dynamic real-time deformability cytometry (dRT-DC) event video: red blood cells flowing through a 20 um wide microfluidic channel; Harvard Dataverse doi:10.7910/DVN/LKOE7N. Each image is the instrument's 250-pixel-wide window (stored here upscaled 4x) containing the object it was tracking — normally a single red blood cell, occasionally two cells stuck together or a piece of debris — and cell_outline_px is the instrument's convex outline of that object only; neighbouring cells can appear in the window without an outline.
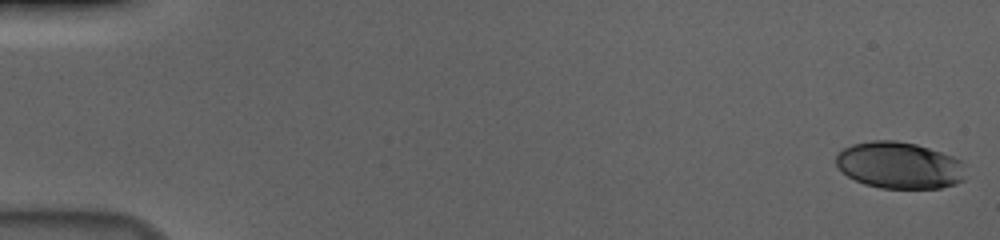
{"species": "human", "species_latin": "Homo sapiens", "temperature_condition": "cold", "stored_images_in_passage": 56, "camera_frame_rate_fps": 3000, "um_per_image_px": 0.085, "donor": {"sex": "male"}, "frame": {"image": 1, "passage_image": 1, "time_ms": 0.0, "image_size_px": [1000, 240], "cell_outline_px": [[964, 180], [956, 184], [940, 188], [880, 188], [864, 184], [848, 176], [836, 164], [836, 156], [844, 148], [852, 144], [872, 140], [896, 140], [916, 144], [952, 156], [960, 160]], "centroid_in_image_um": [76.42, 14.05], "position_along_channel_um": 8.6, "area_um2": 34.97}}
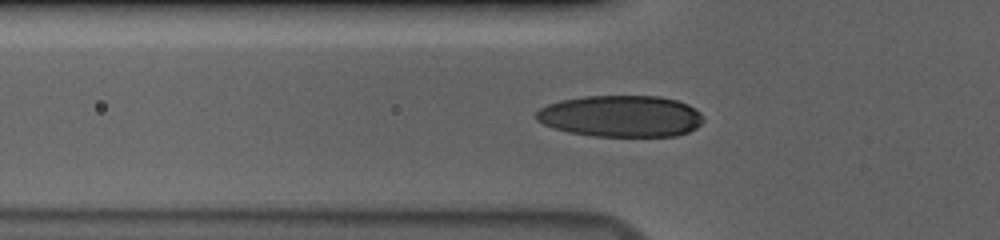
{"frame": {"image": 2, "passage_image": 20, "time_ms": 6.333, "image_size_px": [1000, 240], "cell_outline_px": [[704, 120], [696, 128], [688, 132], [676, 136], [592, 136], [568, 132], [552, 128], [536, 120], [536, 112], [540, 108], [548, 104], [560, 100], [584, 96], [660, 96], [676, 100], [688, 104], [700, 112]], "centroid_in_image_um": [52.77, 9.87], "position_along_channel_um": 73.0, "area_um2": 40.69}}
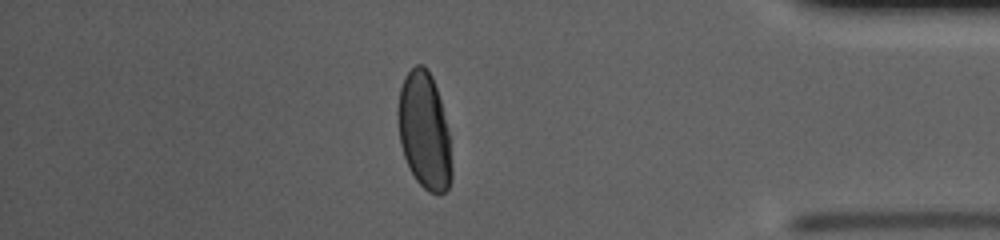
{"frame": {"image": 3, "passage_image": 49, "time_ms": 16.0, "image_size_px": [1000, 240], "cell_outline_px": [[452, 180], [448, 188], [444, 192], [428, 192], [416, 180], [404, 156], [400, 144], [396, 112], [400, 88], [404, 76], [416, 64], [424, 64], [428, 68], [432, 76], [440, 100], [448, 132], [452, 168]], "centroid_in_image_um": [36.05, 11.1], "position_along_channel_um": 399.2, "area_um2": 36.59}, "authors_computed_cell_mechanics": {"area_um2": 38.0902, "velocity_mm_per_s": 3.6861, "shape_relaxation_time_tau1_ms": 5.766, "shape_relaxation_time_tau2_ms": 0.9812, "deformation_change_tau1": 0.1838, "deformation_change_tau2": 0.0379}}